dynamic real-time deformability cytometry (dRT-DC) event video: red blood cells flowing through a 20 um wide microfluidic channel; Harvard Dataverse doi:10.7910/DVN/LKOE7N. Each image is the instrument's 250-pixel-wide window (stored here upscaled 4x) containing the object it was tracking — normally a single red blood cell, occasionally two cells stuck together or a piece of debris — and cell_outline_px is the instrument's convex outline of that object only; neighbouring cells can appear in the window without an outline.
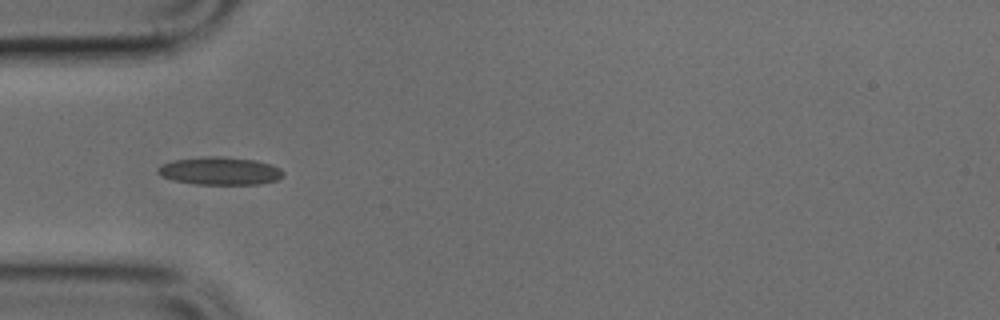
{"species": "common noctule bat (a hibernating species)", "species_latin": "Nyctalus noctula", "temperature_condition": "cold", "stored_images_in_passage": 1, "camera_frame_rate_fps": 3000, "um_per_image_px": 0.085, "animal": {"sex": "male", "body_mass_g": 17.9, "forearm_length_mm": 54.2}, "frame": {"image": 1, "passage_image": 1, "time_ms": 0.0, "image_size_px": [1000, 320], "cell_outline_px": [[284, 176], [276, 180], [260, 184], [196, 184], [172, 180], [156, 172], [164, 164], [176, 160], [212, 156], [216, 156], [256, 160], [272, 164], [280, 168], [284, 172]], "centroid_in_image_um": [18.77, 14.54], "position_along_channel_um": 66.2, "area_um2": 20.06}}